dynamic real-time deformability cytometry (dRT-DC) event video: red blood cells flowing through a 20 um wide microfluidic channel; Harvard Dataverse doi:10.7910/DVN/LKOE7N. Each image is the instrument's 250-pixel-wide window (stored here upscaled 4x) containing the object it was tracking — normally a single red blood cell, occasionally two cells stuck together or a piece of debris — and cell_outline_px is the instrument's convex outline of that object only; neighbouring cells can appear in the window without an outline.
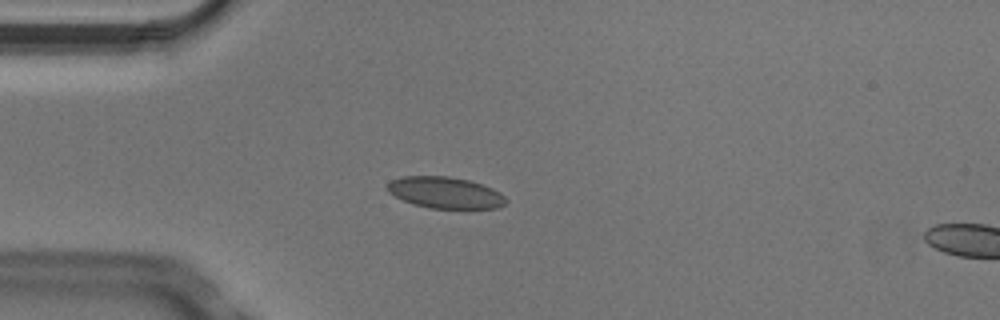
{"species": "Egyptian fruit bat (a non-hibernating species)", "species_latin": "Rousettus aegyptiacus", "temperature_condition": "cold", "stored_images_in_passage": 5, "camera_frame_rate_fps": 3000, "um_per_image_px": 0.085, "animal": {"sex": "male"}, "frame": {"image": 1, "passage_image": 4, "time_ms": 1.0, "image_size_px": [1000, 320], "cell_outline_px": [[508, 200], [504, 204], [496, 208], [432, 208], [412, 204], [388, 192], [384, 188], [392, 180], [404, 176], [448, 176], [468, 180], [492, 188], [500, 192]], "centroid_in_image_um": [37.83, 16.37], "position_along_channel_um": 47.2, "area_um2": 21.56}}